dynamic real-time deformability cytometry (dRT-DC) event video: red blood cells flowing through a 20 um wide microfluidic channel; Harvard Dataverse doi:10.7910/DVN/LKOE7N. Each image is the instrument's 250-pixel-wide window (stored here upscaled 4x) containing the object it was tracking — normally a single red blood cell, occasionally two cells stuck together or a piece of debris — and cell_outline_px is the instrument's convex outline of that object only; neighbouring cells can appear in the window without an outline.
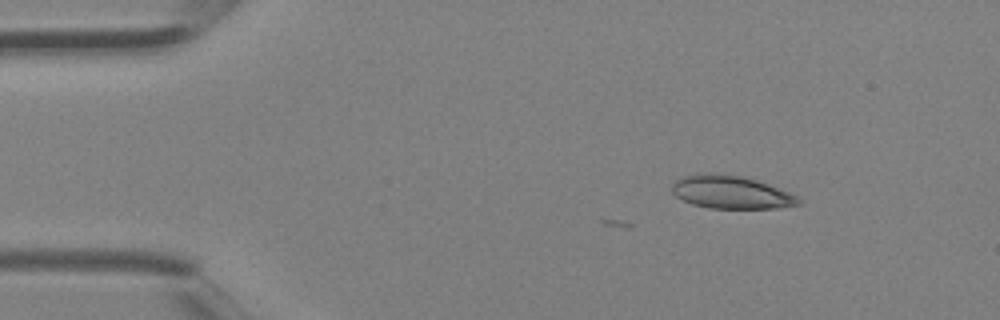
{"species": "Egyptian fruit bat (a non-hibernating species)", "species_latin": "Rousettus aegyptiacus", "temperature_condition": "room temperature", "stored_images_in_passage": 4, "camera_frame_rate_fps": 3000, "um_per_image_px": 0.085, "animal": {"sex": "female"}, "frame": {"image": 1, "passage_image": 1, "time_ms": 0.0, "image_size_px": [1000, 320], "cell_outline_px": [[804, 204], [776, 208], [708, 208], [692, 204], [676, 196], [672, 192], [672, 184], [680, 176], [696, 172], [712, 172], [740, 176], [756, 180], [768, 184], [788, 192], [804, 200]], "centroid_in_image_um": [62.12, 16.32], "position_along_channel_um": 22.9, "area_um2": 24.62}}
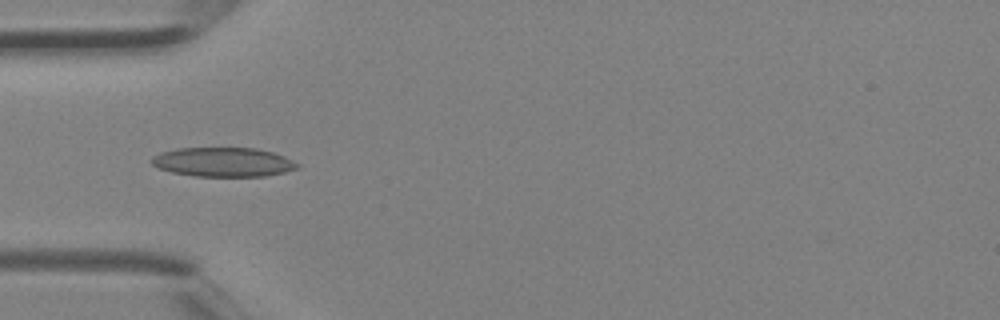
{"frame": {"image": 2, "passage_image": 3, "time_ms": 0.667, "image_size_px": [1000, 320], "cell_outline_px": [[300, 168], [284, 172], [264, 176], [196, 176], [172, 172], [160, 168], [152, 164], [152, 156], [160, 152], [176, 148], [256, 148], [272, 152], [284, 156], [300, 164]], "centroid_in_image_um": [18.99, 13.77], "position_along_channel_um": 66.0, "area_um2": 24.8}}
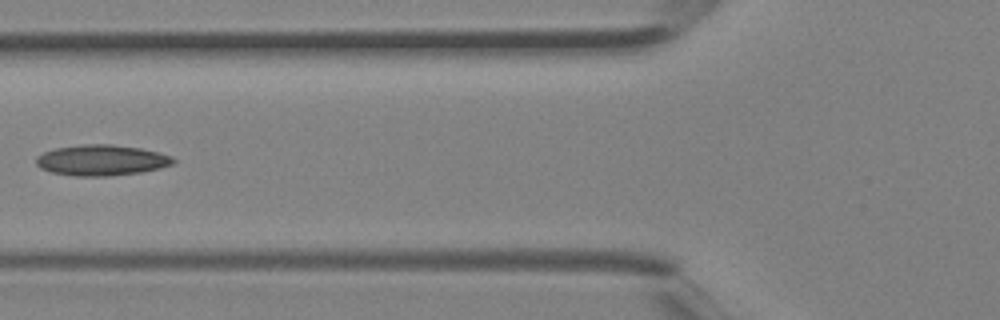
{"frame": {"image": 3, "passage_image": 4, "time_ms": 1.0, "image_size_px": [1000, 320], "cell_outline_px": [[176, 160], [172, 164], [160, 168], [140, 172], [108, 176], [76, 176], [52, 172], [40, 168], [36, 164], [36, 156], [44, 152], [56, 148], [84, 144], [112, 144], [140, 148], [172, 156]], "centroid_in_image_um": [8.62, 13.61], "position_along_channel_um": 117.2, "area_um2": 24.45}}